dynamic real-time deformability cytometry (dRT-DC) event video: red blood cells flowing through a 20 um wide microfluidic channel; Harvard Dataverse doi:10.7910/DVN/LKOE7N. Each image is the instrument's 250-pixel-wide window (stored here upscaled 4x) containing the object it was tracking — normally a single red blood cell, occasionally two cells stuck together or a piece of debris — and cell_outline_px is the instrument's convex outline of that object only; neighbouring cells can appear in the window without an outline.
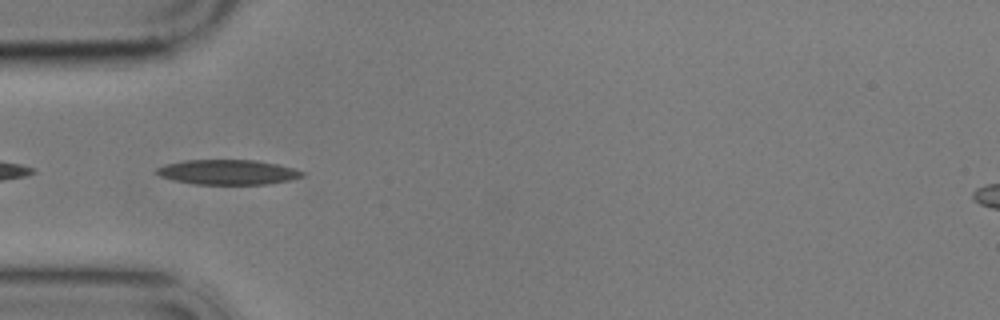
{"species": "common noctule bat (a hibernating species)", "species_latin": "Nyctalus noctula", "temperature_condition": "cold", "stored_images_in_passage": 5, "camera_frame_rate_fps": 3000, "um_per_image_px": 0.085, "animal": {"sex": "male", "body_mass_g": 17.9}, "frame": {"image": 1, "passage_image": 4, "time_ms": 3.667, "image_size_px": [1000, 320], "cell_outline_px": [[304, 176], [288, 180], [264, 184], [192, 184], [172, 180], [160, 176], [156, 172], [156, 168], [168, 164], [184, 160], [256, 160], [276, 164], [292, 168], [304, 172]], "centroid_in_image_um": [19.33, 14.63], "position_along_channel_um": 65.7, "area_um2": 20.92}}
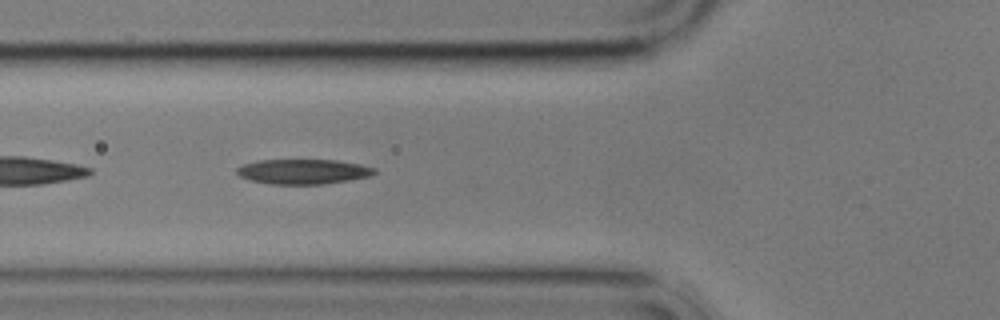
{"frame": {"image": 2, "passage_image": 5, "time_ms": 4.667, "image_size_px": [1000, 320], "cell_outline_px": [[376, 172], [372, 176], [324, 184], [268, 184], [248, 180], [240, 176], [236, 172], [236, 168], [244, 164], [256, 160], [336, 160], [360, 164], [376, 168]], "centroid_in_image_um": [25.76, 14.58], "position_along_channel_um": 100.0, "area_um2": 20.11}}